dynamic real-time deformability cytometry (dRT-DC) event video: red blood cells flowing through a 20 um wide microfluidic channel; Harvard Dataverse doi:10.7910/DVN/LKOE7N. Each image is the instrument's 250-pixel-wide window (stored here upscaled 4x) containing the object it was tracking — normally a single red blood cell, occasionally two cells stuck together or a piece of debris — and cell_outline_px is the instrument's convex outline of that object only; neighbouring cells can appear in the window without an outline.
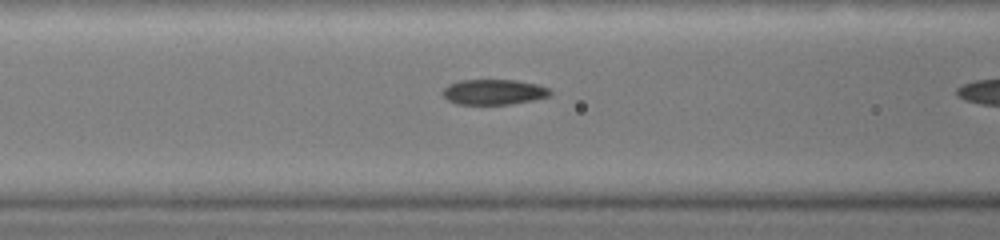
{"species": "common noctule bat (a hibernating species)", "species_latin": "Nyctalus noctula", "temperature_condition": "warm", "stored_images_in_passage": 16, "camera_frame_rate_fps": 3000, "um_per_image_px": 0.085, "animal": {"sex": "female", "body_mass_g": 19.0, "forearm_length_mm": 51.5}, "frame": {"image": 1, "passage_image": 12, "time_ms": 3.0, "image_size_px": [1000, 240], "cell_outline_px": [[552, 96], [532, 100], [508, 104], [456, 104], [448, 100], [440, 92], [448, 84], [460, 80], [516, 80], [536, 84], [548, 88], [552, 92]], "centroid_in_image_um": [41.95, 7.81], "position_along_channel_um": 124.6, "area_um2": 15.9}}